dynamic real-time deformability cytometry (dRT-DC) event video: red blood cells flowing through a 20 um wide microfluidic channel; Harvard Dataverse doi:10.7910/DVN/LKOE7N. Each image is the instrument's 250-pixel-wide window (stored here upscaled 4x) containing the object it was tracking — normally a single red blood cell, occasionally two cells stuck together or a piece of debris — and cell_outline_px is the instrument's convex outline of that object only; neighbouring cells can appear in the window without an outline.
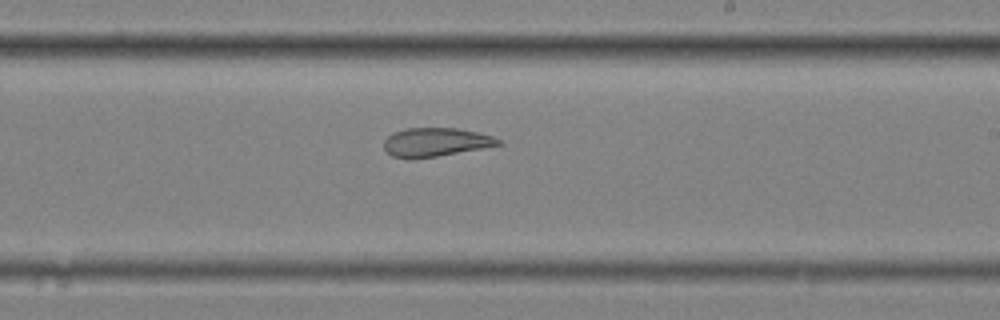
{"species": "common noctule bat (a hibernating species)", "species_latin": "Nyctalus noctula", "temperature_condition": "cold", "stored_images_in_passage": 7, "camera_frame_rate_fps": 3000, "um_per_image_px": 0.085, "animal": {"sex": "female", "body_mass_g": 25.1}, "frame": {"image": 1, "passage_image": 7, "time_ms": 2.0, "image_size_px": [1000, 320], "cell_outline_px": [[504, 144], [484, 148], [412, 160], [408, 160], [392, 156], [384, 148], [384, 140], [392, 132], [404, 128], [456, 128], [476, 132], [492, 136], [500, 140]], "centroid_in_image_um": [36.99, 12.09], "position_along_channel_um": 252.0, "area_um2": 19.31}}